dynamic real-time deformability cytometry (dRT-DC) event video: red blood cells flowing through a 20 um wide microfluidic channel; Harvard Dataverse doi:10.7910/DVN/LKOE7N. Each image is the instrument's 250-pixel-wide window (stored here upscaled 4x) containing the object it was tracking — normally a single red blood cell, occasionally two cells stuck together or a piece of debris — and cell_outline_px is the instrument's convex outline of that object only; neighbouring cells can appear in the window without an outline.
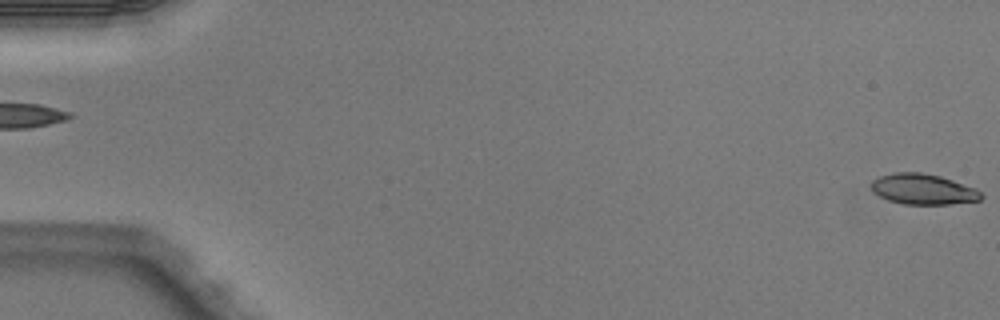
{"species": "Egyptian fruit bat (a non-hibernating species)", "species_latin": "Rousettus aegyptiacus", "temperature_condition": "warm", "stored_images_in_passage": 4, "camera_frame_rate_fps": 3000, "um_per_image_px": 0.085, "animal": {"sex": "male"}, "frame": {"image": 1, "passage_image": 4, "time_ms": 1.0, "image_size_px": [1000, 320], "cell_outline_px": [[984, 196], [980, 200], [948, 204], [904, 204], [888, 200], [880, 196], [872, 188], [872, 180], [880, 176], [892, 172], [920, 172], [940, 176], [976, 188]], "centroid_in_image_um": [78.48, 16.07], "position_along_channel_um": 6.5, "area_um2": 19.42}}